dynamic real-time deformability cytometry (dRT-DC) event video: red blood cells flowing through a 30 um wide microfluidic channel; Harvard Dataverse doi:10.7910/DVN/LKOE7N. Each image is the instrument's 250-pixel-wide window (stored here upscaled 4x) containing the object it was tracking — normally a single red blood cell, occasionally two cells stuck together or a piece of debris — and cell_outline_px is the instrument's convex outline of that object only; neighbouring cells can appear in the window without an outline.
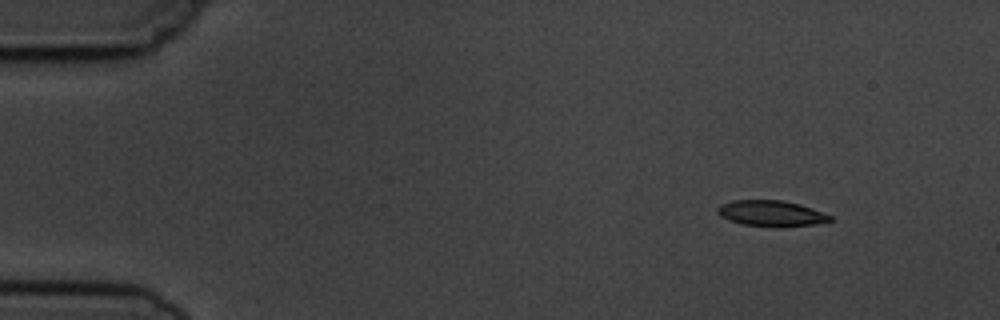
{"species": "common noctule bat (a hibernating species)", "species_latin": "Nyctalus noctula", "temperature_condition": "cold", "stored_images_in_passage": 4, "camera_frame_rate_fps": 3000, "um_per_image_px": 0.085, "animal": {"sex": "male", "body_mass_g": 19.5, "forearm_length_mm": 54.6}, "frame": {"image": 1, "passage_image": 1, "time_ms": 0.0, "image_size_px": [1000, 320], "cell_outline_px": [[832, 220], [816, 224], [744, 224], [728, 220], [720, 216], [716, 212], [716, 208], [720, 204], [732, 200], [780, 200], [800, 204], [812, 208], [832, 216]], "centroid_in_image_um": [65.48, 18.08], "position_along_channel_um": 19.5, "area_um2": 16.13}}
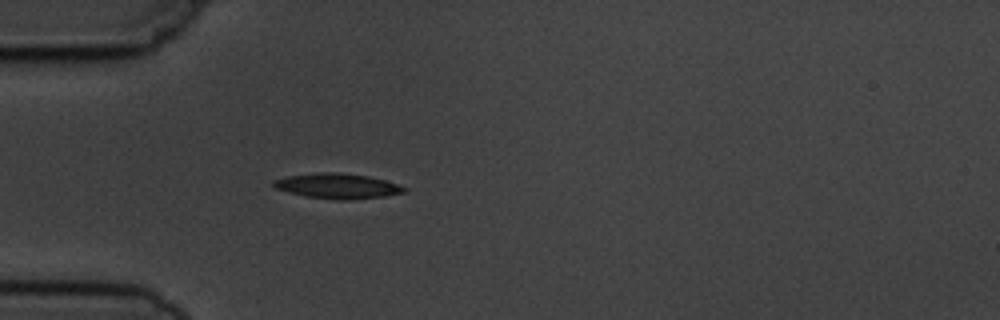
{"frame": {"image": 2, "passage_image": 4, "time_ms": 3.333, "image_size_px": [1000, 320], "cell_outline_px": [[408, 188], [404, 192], [384, 196], [348, 200], [336, 200], [308, 196], [288, 192], [276, 188], [272, 184], [272, 180], [288, 176], [320, 172], [340, 172], [368, 176], [384, 180]], "centroid_in_image_um": [28.67, 15.8], "position_along_channel_um": 56.3, "area_um2": 18.96}}